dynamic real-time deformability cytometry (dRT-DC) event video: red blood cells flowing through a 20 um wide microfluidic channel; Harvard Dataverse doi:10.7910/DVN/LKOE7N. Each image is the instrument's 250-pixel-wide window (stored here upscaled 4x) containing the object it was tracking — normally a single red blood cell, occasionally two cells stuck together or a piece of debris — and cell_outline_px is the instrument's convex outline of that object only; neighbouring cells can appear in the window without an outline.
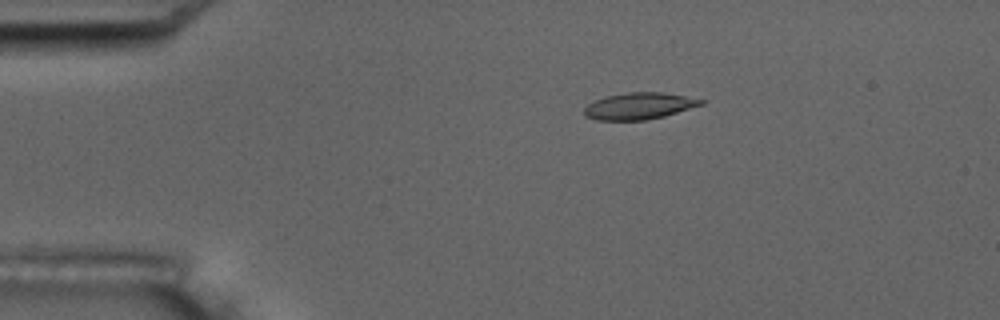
{"species": "common noctule bat (a hibernating species)", "species_latin": "Nyctalus noctula", "temperature_condition": "room temperature", "stored_images_in_passage": 6, "camera_frame_rate_fps": 3000, "um_per_image_px": 0.085, "animal": {"sex": "male", "body_mass_g": 17.5, "forearm_length_mm": 52.3}, "frame": {"image": 1, "passage_image": 3, "time_ms": 3.333, "image_size_px": [1000, 320], "cell_outline_px": [[704, 104], [664, 116], [648, 120], [596, 120], [584, 116], [584, 108], [588, 104], [604, 96], [628, 92], [664, 92], [704, 100]], "centroid_in_image_um": [54.3, 9.01], "position_along_channel_um": 30.7, "area_um2": 18.15}}
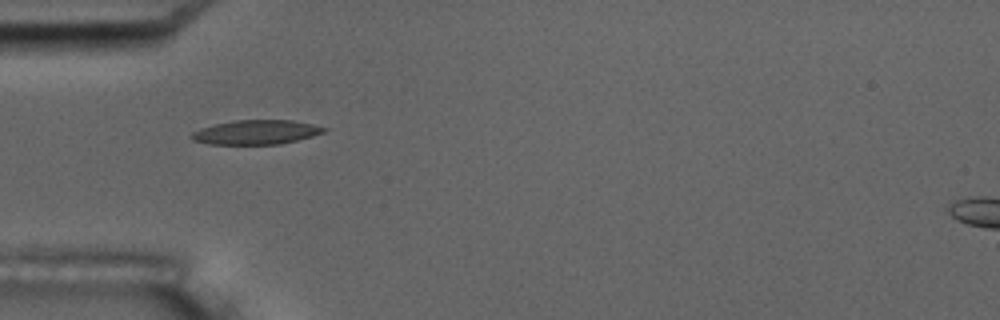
{"frame": {"image": 2, "passage_image": 5, "time_ms": 5.667, "image_size_px": [1000, 320], "cell_outline_px": [[328, 128], [324, 132], [312, 136], [280, 144], [208, 144], [192, 140], [188, 136], [192, 132], [200, 128], [216, 124], [236, 120], [292, 120], [312, 124]], "centroid_in_image_um": [21.74, 11.24], "position_along_channel_um": 63.3, "area_um2": 18.73}}